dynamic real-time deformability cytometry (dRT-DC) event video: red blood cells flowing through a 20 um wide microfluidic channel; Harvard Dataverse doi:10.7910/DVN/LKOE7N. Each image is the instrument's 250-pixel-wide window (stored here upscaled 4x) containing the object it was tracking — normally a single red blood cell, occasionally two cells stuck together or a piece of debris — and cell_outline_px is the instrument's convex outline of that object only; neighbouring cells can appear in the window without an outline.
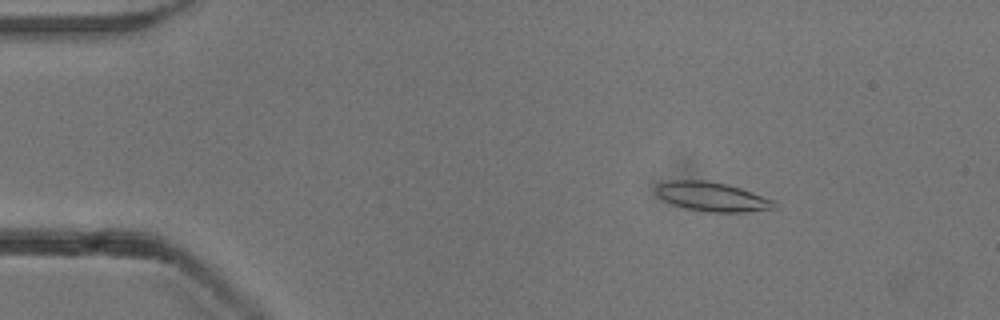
{"species": "common noctule bat (a hibernating species)", "species_latin": "Nyctalus noctula", "temperature_condition": "cold", "stored_images_in_passage": 54, "camera_frame_rate_fps": 3000, "um_per_image_px": 0.085, "animal": {"sex": "male", "body_mass_g": 13.3}, "frame": {"image": 1, "passage_image": 8, "time_ms": 2.333, "image_size_px": [1000, 320], "cell_outline_px": [[776, 208], [744, 212], [708, 212], [688, 208], [672, 204], [664, 200], [656, 192], [656, 188], [660, 184], [672, 180], [708, 180], [728, 184], [752, 192], [772, 200], [776, 204]], "centroid_in_image_um": [60.54, 16.72], "position_along_channel_um": 24.5, "area_um2": 19.83}}
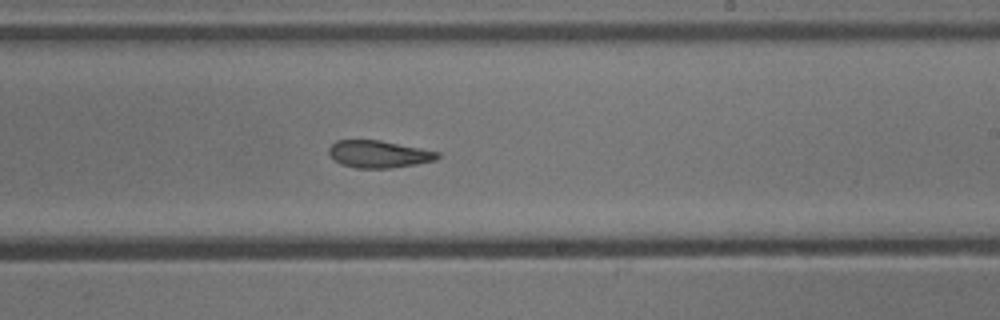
{"frame": {"image": 2, "passage_image": 32, "time_ms": 10.333, "image_size_px": [1000, 320], "cell_outline_px": [[440, 156], [436, 160], [416, 164], [392, 168], [356, 168], [340, 164], [332, 160], [328, 152], [328, 148], [336, 140], [380, 140], [440, 152]], "centroid_in_image_um": [32.16, 13.1], "position_along_channel_um": 256.8, "area_um2": 17.4}}
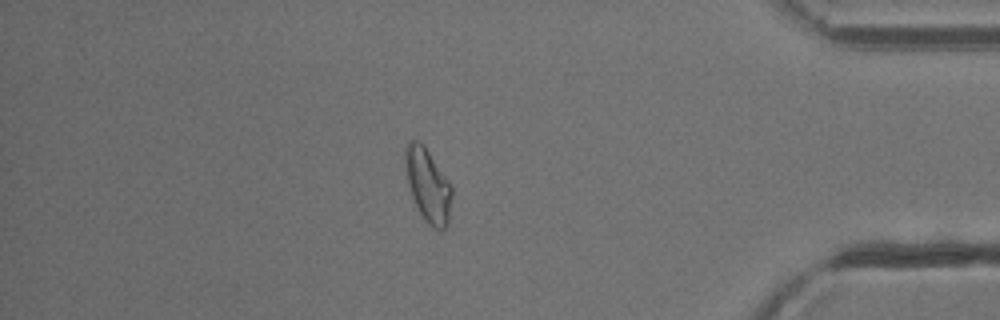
{"frame": {"image": 3, "passage_image": 46, "time_ms": 15.0, "image_size_px": [1000, 320], "cell_outline_px": [[452, 196], [448, 224], [440, 232], [432, 228], [428, 224], [416, 208], [412, 196], [404, 164], [404, 152], [408, 140], [420, 140], [424, 144], [452, 184]], "centroid_in_image_um": [36.38, 15.73], "position_along_channel_um": 398.8, "area_um2": 20.4}}